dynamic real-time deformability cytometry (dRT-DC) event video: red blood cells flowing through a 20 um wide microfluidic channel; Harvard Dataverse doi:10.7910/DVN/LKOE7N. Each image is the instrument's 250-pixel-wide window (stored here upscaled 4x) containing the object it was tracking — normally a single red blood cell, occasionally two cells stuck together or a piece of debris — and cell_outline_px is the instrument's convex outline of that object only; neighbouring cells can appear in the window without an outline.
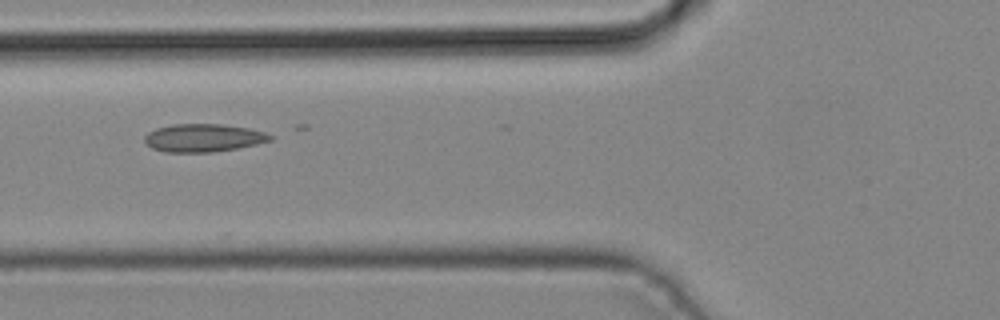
{"species": "common noctule bat (a hibernating species)", "species_latin": "Nyctalus noctula", "temperature_condition": "cold", "stored_images_in_passage": 5, "camera_frame_rate_fps": 3000, "um_per_image_px": 0.085, "animal": {"sex": "male", "body_mass_g": 19.2, "forearm_length_mm": 51.8}, "frame": {"image": 1, "passage_image": 4, "time_ms": 1.0, "image_size_px": [1000, 320], "cell_outline_px": [[272, 140], [256, 144], [236, 148], [212, 152], [164, 152], [152, 148], [144, 140], [144, 136], [148, 132], [156, 128], [172, 124], [220, 124], [248, 128], [264, 132], [272, 136]], "centroid_in_image_um": [17.25, 11.71], "position_along_channel_um": 108.5, "area_um2": 20.35}}
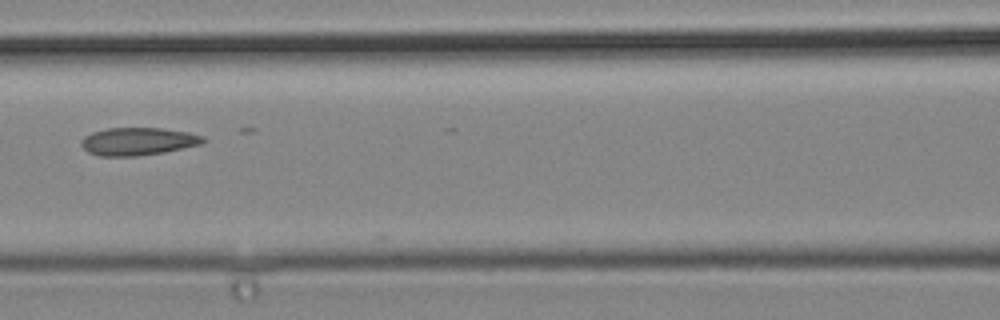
{"frame": {"image": 2, "passage_image": 5, "time_ms": 1.333, "image_size_px": [1000, 320], "cell_outline_px": [[208, 140], [204, 144], [164, 152], [136, 156], [100, 156], [88, 152], [80, 144], [80, 140], [84, 136], [92, 132], [108, 128], [160, 128], [188, 132], [204, 136]], "centroid_in_image_um": [11.76, 12.02], "position_along_channel_um": 154.8, "area_um2": 19.88}}